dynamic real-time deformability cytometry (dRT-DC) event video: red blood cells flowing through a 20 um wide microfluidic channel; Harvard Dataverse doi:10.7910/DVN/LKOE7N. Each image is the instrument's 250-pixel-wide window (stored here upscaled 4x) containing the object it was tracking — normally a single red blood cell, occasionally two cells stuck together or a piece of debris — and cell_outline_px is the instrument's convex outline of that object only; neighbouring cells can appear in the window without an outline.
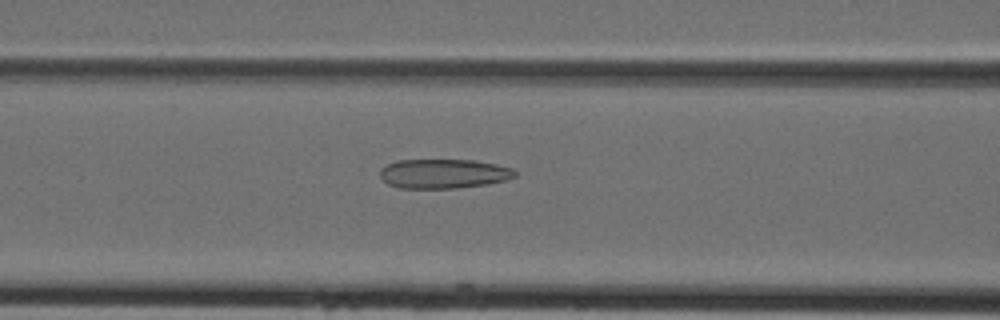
{"species": "Egyptian fruit bat (a non-hibernating species)", "species_latin": "Rousettus aegyptiacus", "temperature_condition": "cold", "stored_images_in_passage": 11, "camera_frame_rate_fps": 3000, "um_per_image_px": 0.085, "animal": {"sex": "female"}, "frame": {"image": 1, "passage_image": 8, "time_ms": 2.333, "image_size_px": [1000, 320], "cell_outline_px": [[516, 176], [508, 180], [488, 184], [456, 188], [400, 188], [388, 184], [380, 176], [380, 168], [396, 160], [472, 160], [496, 164], [512, 168], [516, 172]], "centroid_in_image_um": [37.72, 14.76], "position_along_channel_um": 128.9, "area_um2": 23.18}}
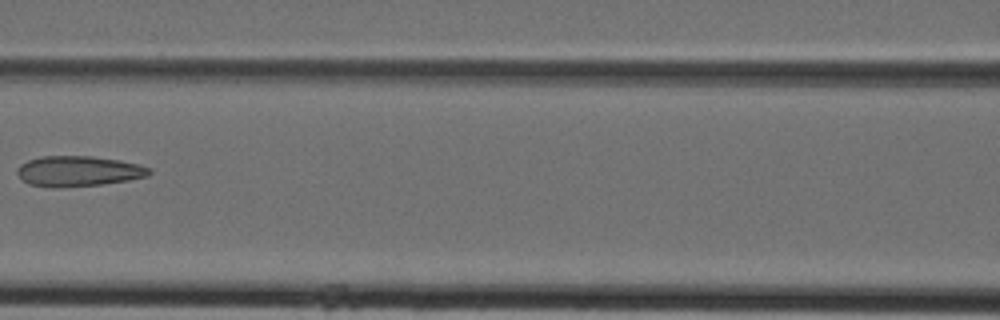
{"frame": {"image": 2, "passage_image": 10, "time_ms": 3.0, "image_size_px": [1000, 320], "cell_outline_px": [[152, 172], [148, 176], [128, 180], [100, 184], [28, 184], [16, 172], [16, 168], [20, 164], [28, 160], [44, 156], [92, 156], [120, 160], [140, 164], [152, 168]], "centroid_in_image_um": [6.76, 14.49], "position_along_channel_um": 159.8, "area_um2": 22.43}}